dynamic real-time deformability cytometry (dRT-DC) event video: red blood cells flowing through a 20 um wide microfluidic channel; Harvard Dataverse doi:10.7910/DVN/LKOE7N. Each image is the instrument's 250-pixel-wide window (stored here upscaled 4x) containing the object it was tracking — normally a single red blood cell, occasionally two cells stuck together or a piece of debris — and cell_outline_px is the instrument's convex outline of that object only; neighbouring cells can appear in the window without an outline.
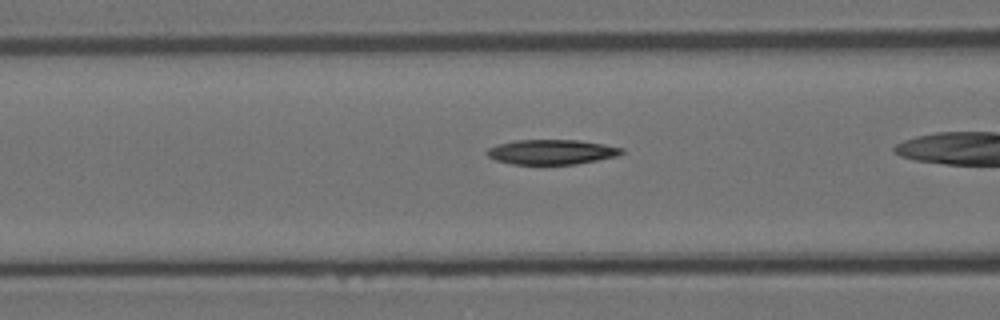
{"species": "Egyptian fruit bat (a non-hibernating species)", "species_latin": "Rousettus aegyptiacus", "temperature_condition": "room temperature", "stored_images_in_passage": 39, "camera_frame_rate_fps": 3000, "um_per_image_px": 0.085, "animal": {"sex": "female"}, "frame": {"image": 1, "passage_image": 18, "time_ms": 5.667, "image_size_px": [1000, 320], "cell_outline_px": [[624, 152], [616, 156], [576, 164], [512, 164], [496, 160], [488, 156], [484, 152], [488, 148], [512, 140], [580, 140], [604, 144], [624, 148]], "centroid_in_image_um": [46.88, 12.91], "position_along_channel_um": 119.7, "area_um2": 19.48}}
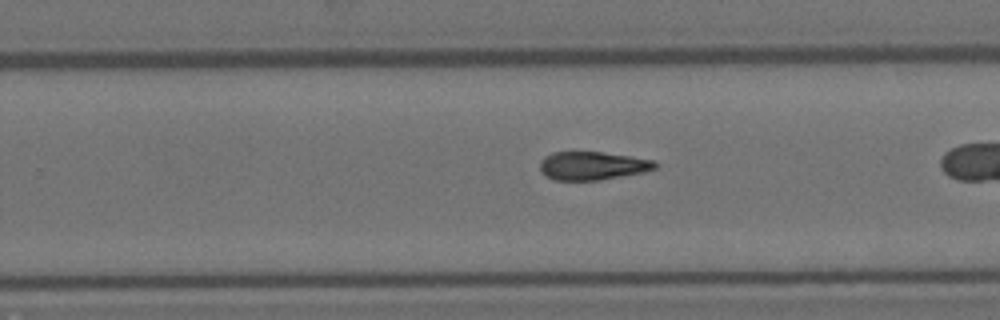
{"frame": {"image": 2, "passage_image": 31, "time_ms": 10.0, "image_size_px": [1000, 320], "cell_outline_px": [[656, 168], [644, 172], [600, 180], [552, 180], [540, 168], [540, 160], [544, 156], [552, 152], [600, 152], [656, 160]], "centroid_in_image_um": [50.36, 14.08], "position_along_channel_um": 279.4, "area_um2": 18.9}}
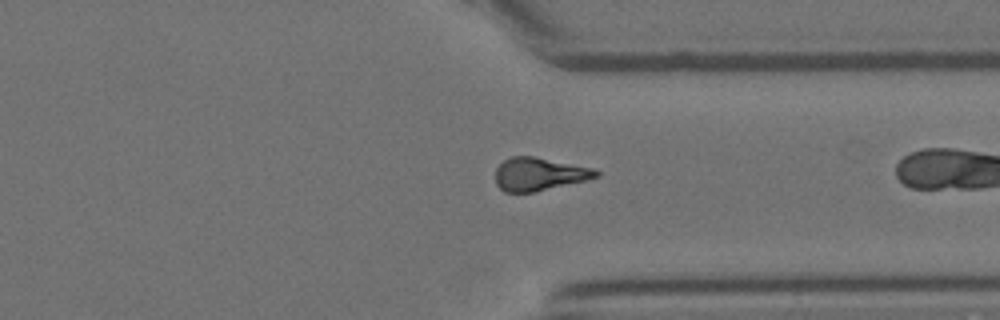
{"frame": {"image": 3, "passage_image": 38, "time_ms": 12.333, "image_size_px": [1000, 320], "cell_outline_px": [[600, 176], [584, 180], [532, 192], [504, 192], [496, 184], [496, 168], [504, 160], [512, 156], [532, 156], [592, 168], [600, 172]], "centroid_in_image_um": [45.79, 14.79], "position_along_channel_um": 365.6, "area_um2": 18.96}}